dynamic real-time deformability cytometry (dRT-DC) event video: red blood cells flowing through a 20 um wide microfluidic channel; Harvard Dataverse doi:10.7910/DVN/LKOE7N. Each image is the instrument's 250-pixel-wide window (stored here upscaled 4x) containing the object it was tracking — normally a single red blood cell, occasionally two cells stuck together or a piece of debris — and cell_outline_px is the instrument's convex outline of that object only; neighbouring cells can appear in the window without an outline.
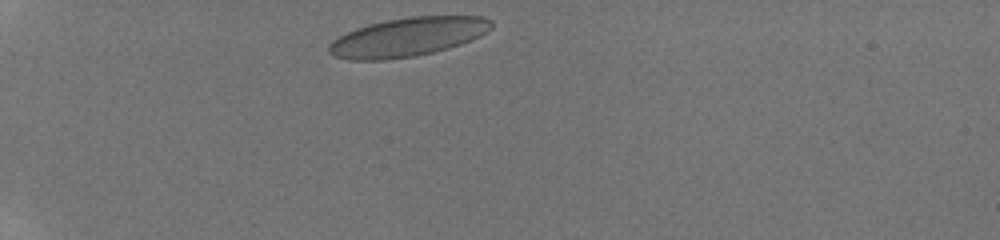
{"species": "human", "species_latin": "Homo sapiens", "temperature_condition": "room temperature", "stored_images_in_passage": 5, "camera_frame_rate_fps": 3000, "um_per_image_px": 0.085, "donor": {"sex": "male"}, "frame": {"image": 1, "passage_image": 1, "time_ms": 0.0, "image_size_px": [1000, 240], "cell_outline_px": [[492, 28], [480, 36], [460, 44], [448, 48], [416, 56], [384, 60], [348, 60], [332, 56], [328, 52], [328, 44], [332, 40], [356, 28], [368, 24], [388, 20], [412, 16], [484, 16], [492, 20]], "centroid_in_image_um": [34.64, 3.15], "position_along_channel_um": 50.4, "area_um2": 36.82}}